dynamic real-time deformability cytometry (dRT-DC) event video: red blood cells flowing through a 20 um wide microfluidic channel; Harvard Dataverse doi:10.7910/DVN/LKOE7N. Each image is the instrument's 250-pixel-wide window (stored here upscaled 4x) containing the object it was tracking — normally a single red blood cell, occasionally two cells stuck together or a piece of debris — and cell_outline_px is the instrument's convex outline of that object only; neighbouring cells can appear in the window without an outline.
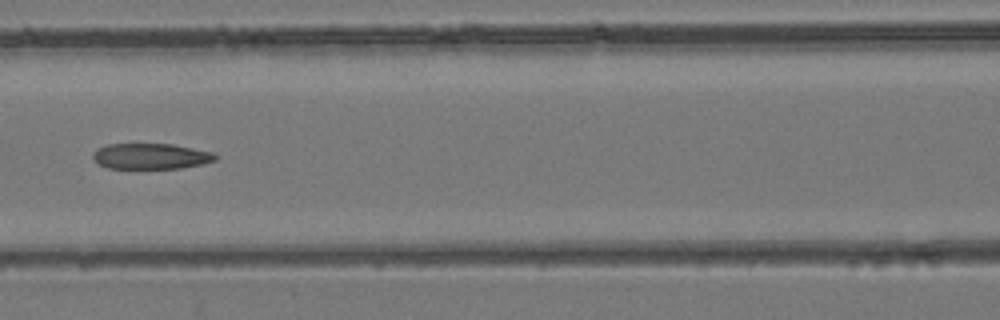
{"species": "common noctule bat (a hibernating species)", "species_latin": "Nyctalus noctula", "temperature_condition": "room temperature", "stored_images_in_passage": 7, "camera_frame_rate_fps": 3000, "um_per_image_px": 0.085, "animal": {"sex": "female", "body_mass_g": 24.6, "forearm_length_mm": 56.2}, "frame": {"image": 1, "passage_image": 7, "time_ms": 6.667, "image_size_px": [1000, 320], "cell_outline_px": [[216, 160], [200, 164], [180, 168], [108, 168], [100, 164], [92, 156], [92, 152], [96, 148], [108, 144], [172, 144], [212, 152], [216, 156]], "centroid_in_image_um": [12.78, 13.27], "position_along_channel_um": 153.8, "area_um2": 18.15}}